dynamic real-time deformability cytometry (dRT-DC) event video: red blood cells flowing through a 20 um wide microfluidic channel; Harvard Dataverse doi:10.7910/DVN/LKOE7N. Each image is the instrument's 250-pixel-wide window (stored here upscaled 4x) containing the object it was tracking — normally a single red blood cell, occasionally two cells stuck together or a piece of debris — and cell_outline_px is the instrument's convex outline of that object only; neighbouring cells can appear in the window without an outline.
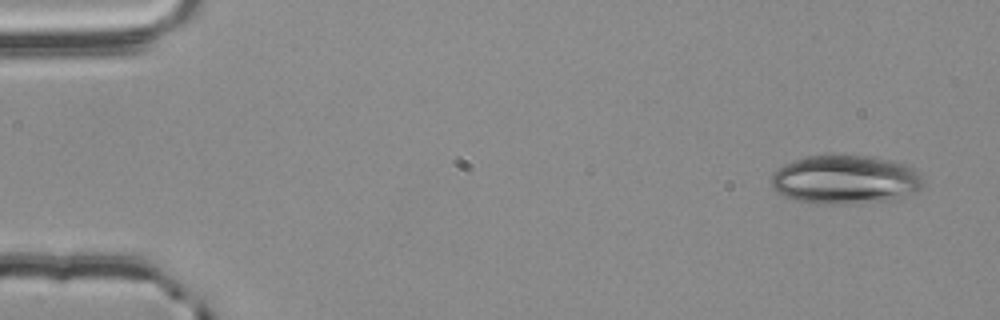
{"species": "common noctule bat (a hibernating species)", "species_latin": "Nyctalus noctula", "temperature_condition": "room temperature", "stored_images_in_passage": 53, "camera_frame_rate_fps": 3000, "um_per_image_px": 0.085, "animal": {"sex": "male", "body_mass_g": 20.4}, "frame": {"image": 1, "passage_image": 1, "time_ms": 0.0, "image_size_px": [1000, 320], "cell_outline_px": [[924, 184], [916, 192], [896, 200], [848, 204], [820, 204], [796, 200], [784, 196], [776, 192], [772, 188], [772, 172], [784, 164], [808, 156], [876, 156], [904, 164], [912, 168], [924, 180]], "centroid_in_image_um": [71.86, 15.29], "position_along_channel_um": 13.1, "area_um2": 43.41}}
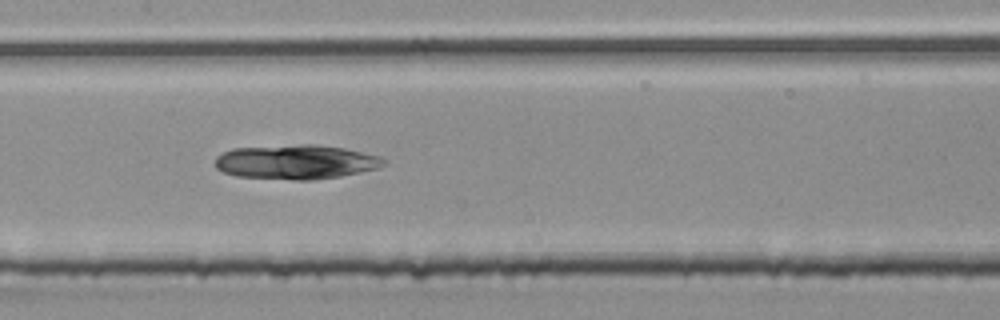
{"frame": {"image": 2, "passage_image": 25, "time_ms": 8.0, "image_size_px": [1000, 320], "cell_outline_px": [[388, 160], [384, 164], [376, 168], [340, 176], [312, 180], [292, 180], [236, 176], [224, 172], [216, 168], [216, 156], [232, 148], [300, 144], [316, 144], [344, 148], [380, 156]], "centroid_in_image_um": [25.15, 13.76], "position_along_channel_um": 182.3, "area_um2": 33.81}}
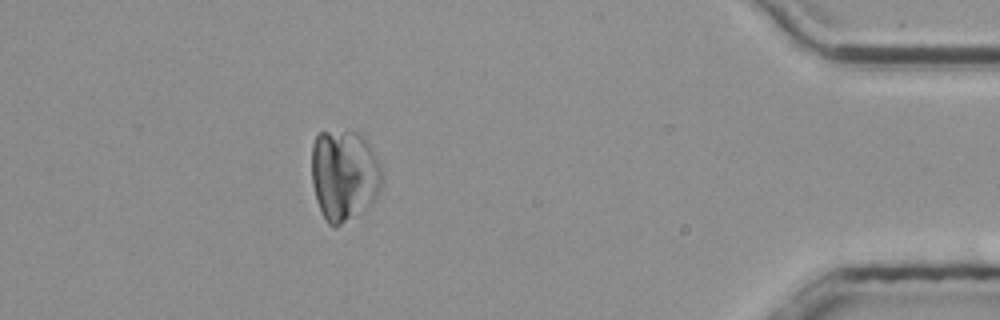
{"frame": {"image": 3, "passage_image": 47, "time_ms": 15.333, "image_size_px": [1000, 320], "cell_outline_px": [[380, 188], [372, 204], [364, 212], [336, 228], [328, 224], [316, 200], [312, 184], [312, 144], [316, 136], [320, 132], [356, 132], [368, 144], [376, 156], [380, 164]], "centroid_in_image_um": [29.23, 14.94], "position_along_channel_um": 406.0, "area_um2": 37.34}}